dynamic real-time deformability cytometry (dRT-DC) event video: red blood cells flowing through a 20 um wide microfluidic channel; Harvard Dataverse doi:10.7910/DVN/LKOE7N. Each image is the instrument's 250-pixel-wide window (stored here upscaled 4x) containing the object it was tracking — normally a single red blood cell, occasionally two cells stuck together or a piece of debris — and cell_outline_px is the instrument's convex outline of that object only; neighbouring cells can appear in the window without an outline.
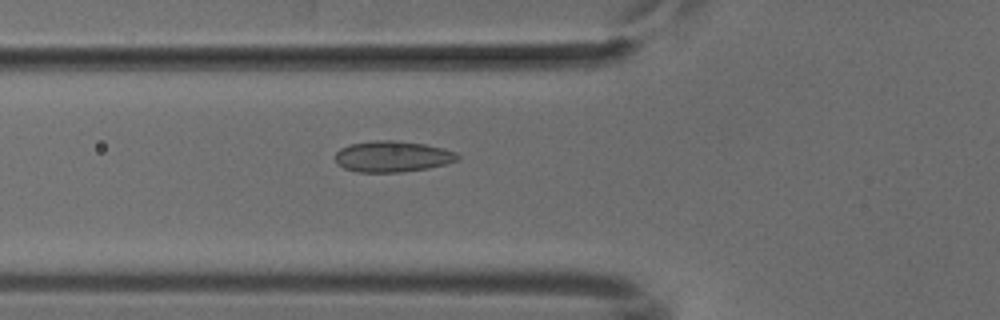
{"species": "common noctule bat (a hibernating species)", "species_latin": "Nyctalus noctula", "temperature_condition": "cold", "stored_images_in_passage": 38, "camera_frame_rate_fps": 3000, "um_per_image_px": 0.085, "animal": {"sex": "male", "body_mass_g": 18.8}, "frame": {"image": 1, "passage_image": 5, "time_ms": 1.333, "image_size_px": [1000, 320], "cell_outline_px": [[460, 156], [456, 160], [448, 164], [428, 168], [400, 172], [360, 172], [344, 168], [336, 164], [336, 152], [340, 148], [348, 144], [376, 140], [400, 140], [424, 144], [444, 148], [456, 152]], "centroid_in_image_um": [33.36, 13.29], "position_along_channel_um": 92.4, "area_um2": 22.31}}
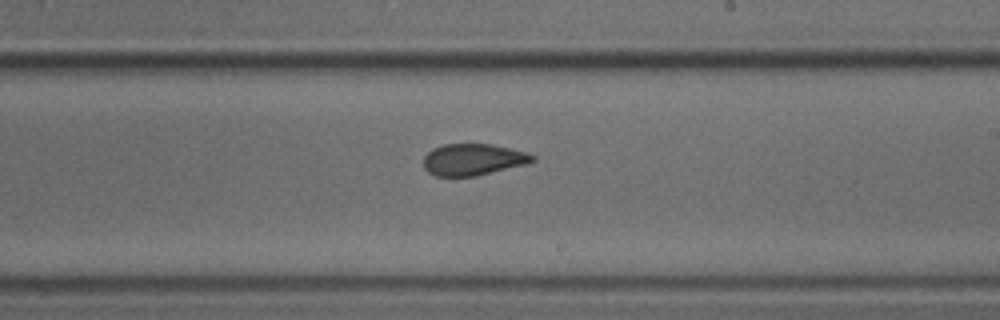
{"frame": {"image": 2, "passage_image": 17, "time_ms": 5.333, "image_size_px": [1000, 320], "cell_outline_px": [[536, 160], [528, 164], [476, 176], [436, 176], [428, 172], [424, 168], [424, 156], [432, 148], [444, 144], [488, 144], [528, 152], [536, 156]], "centroid_in_image_um": [40.23, 13.56], "position_along_channel_um": 248.8, "area_um2": 20.17}}
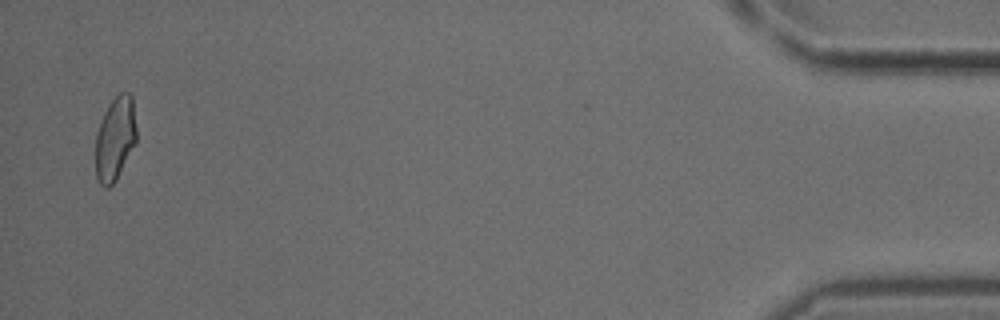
{"frame": {"image": 3, "passage_image": 37, "time_ms": 12.0, "image_size_px": [1000, 320], "cell_outline_px": [[136, 144], [116, 180], [108, 188], [104, 188], [100, 184], [96, 176], [96, 132], [100, 120], [108, 104], [120, 92], [128, 92], [132, 96], [136, 128]], "centroid_in_image_um": [9.79, 11.79], "position_along_channel_um": 425.4, "area_um2": 20.17}}